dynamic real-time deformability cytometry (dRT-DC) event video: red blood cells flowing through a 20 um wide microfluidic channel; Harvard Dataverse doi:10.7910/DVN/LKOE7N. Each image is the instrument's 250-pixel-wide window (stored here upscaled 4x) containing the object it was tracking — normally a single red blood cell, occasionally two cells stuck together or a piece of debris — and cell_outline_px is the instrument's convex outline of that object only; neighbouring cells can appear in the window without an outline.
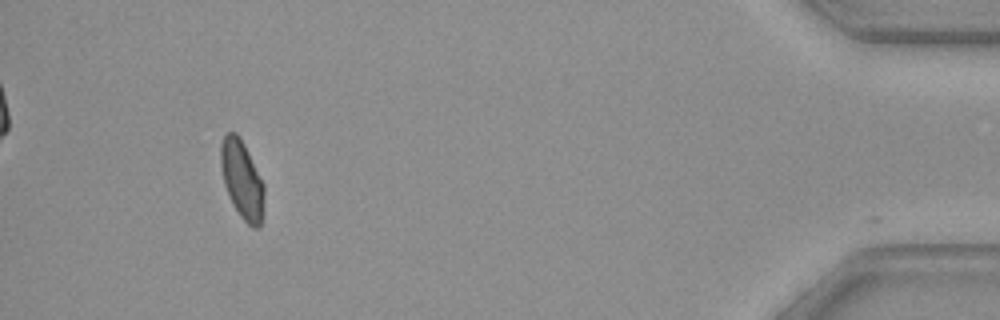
{"species": "common noctule bat (a hibernating species)", "species_latin": "Nyctalus noctula", "temperature_condition": "warm", "stored_images_in_passage": 47, "camera_frame_rate_fps": 3000, "um_per_image_px": 0.085, "animal": {"sex": "female", "body_mass_g": 29.2, "forearm_length_mm": 56.3}, "frame": {"image": 1, "passage_image": 46, "time_ms": 15.0, "image_size_px": [1000, 320], "cell_outline_px": [[264, 216], [260, 228], [252, 228], [240, 216], [232, 204], [224, 184], [220, 168], [220, 144], [224, 136], [228, 132], [236, 132], [240, 136], [264, 184]], "centroid_in_image_um": [20.58, 15.3], "position_along_channel_um": 414.6, "area_um2": 20.11}}